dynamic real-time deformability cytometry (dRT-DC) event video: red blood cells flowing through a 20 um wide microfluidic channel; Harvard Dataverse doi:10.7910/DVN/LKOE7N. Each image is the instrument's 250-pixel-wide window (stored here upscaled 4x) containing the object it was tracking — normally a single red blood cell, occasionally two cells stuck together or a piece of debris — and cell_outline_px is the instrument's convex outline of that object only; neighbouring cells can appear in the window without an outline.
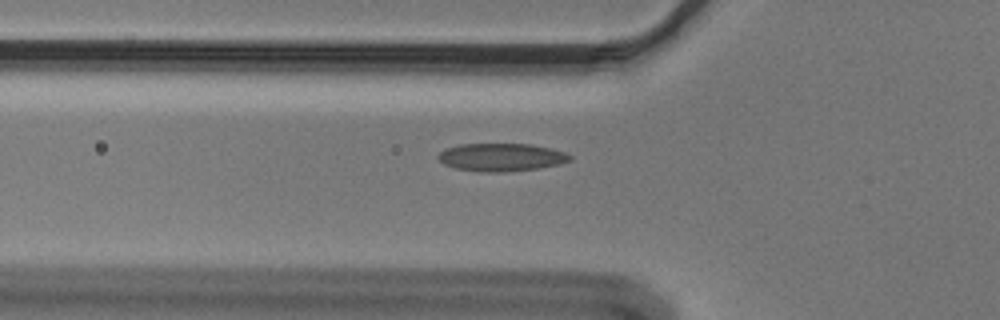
{"species": "Egyptian fruit bat (a non-hibernating species)", "species_latin": "Rousettus aegyptiacus", "temperature_condition": "cold", "stored_images_in_passage": 41, "camera_frame_rate_fps": 3000, "um_per_image_px": 0.085, "animal": {"sex": "male"}, "frame": {"image": 1, "passage_image": 9, "time_ms": 2.667, "image_size_px": [1000, 320], "cell_outline_px": [[572, 160], [560, 164], [536, 168], [504, 172], [480, 172], [456, 168], [444, 164], [436, 156], [440, 152], [448, 148], [460, 144], [532, 144], [552, 148], [564, 152], [572, 156]], "centroid_in_image_um": [42.63, 13.36], "position_along_channel_um": 83.2, "area_um2": 21.39}}
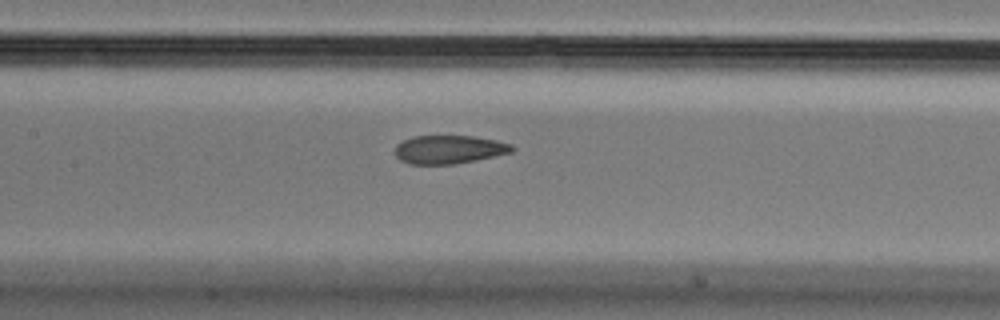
{"frame": {"image": 2, "passage_image": 16, "time_ms": 5.0, "image_size_px": [1000, 320], "cell_outline_px": [[516, 148], [512, 152], [476, 160], [456, 164], [408, 164], [400, 160], [392, 152], [396, 144], [412, 136], [472, 136], [496, 140], [512, 144]], "centroid_in_image_um": [38.14, 12.71], "position_along_channel_um": 169.3, "area_um2": 19.59}}
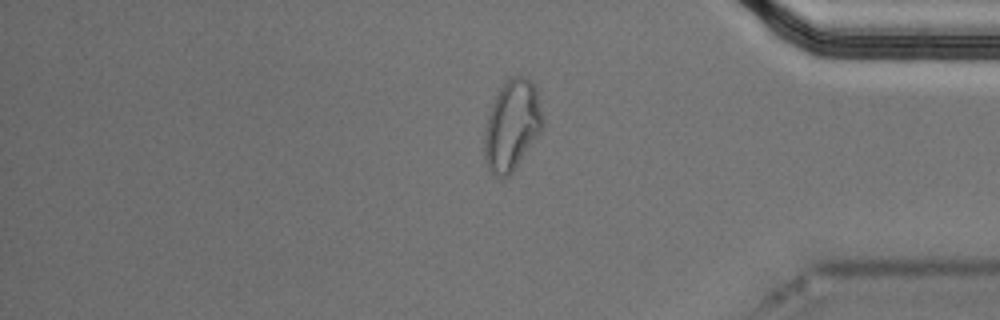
{"frame": {"image": 3, "passage_image": 36, "time_ms": 11.667, "image_size_px": [1000, 320], "cell_outline_px": [[544, 124], [540, 132], [512, 172], [508, 176], [496, 176], [488, 168], [484, 156], [484, 132], [488, 116], [492, 104], [500, 88], [512, 76], [524, 76], [536, 84], [544, 120]], "centroid_in_image_um": [43.53, 10.62], "position_along_channel_um": 391.7, "area_um2": 30.52}}